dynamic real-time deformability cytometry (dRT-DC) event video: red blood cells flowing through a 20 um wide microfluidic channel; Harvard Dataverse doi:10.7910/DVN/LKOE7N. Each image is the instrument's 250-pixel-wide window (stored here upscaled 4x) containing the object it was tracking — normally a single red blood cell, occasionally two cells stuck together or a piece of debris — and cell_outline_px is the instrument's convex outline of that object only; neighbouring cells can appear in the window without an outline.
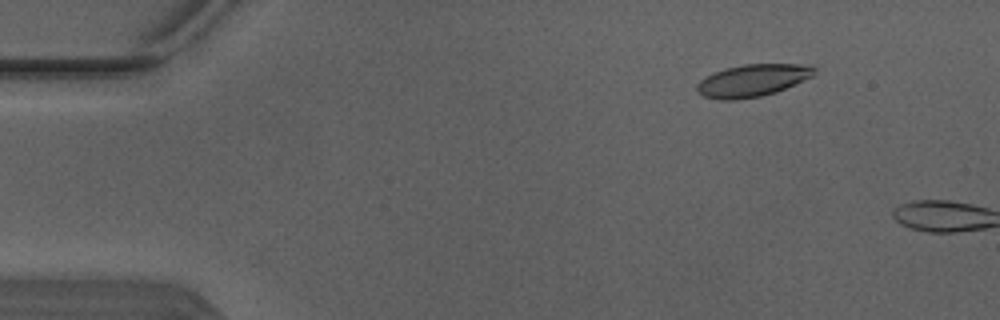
{"species": "Egyptian fruit bat (a non-hibernating species)", "species_latin": "Rousettus aegyptiacus", "temperature_condition": "warm", "stored_images_in_passage": 3, "camera_frame_rate_fps": 3000, "um_per_image_px": 0.085, "animal": {"sex": "male"}, "frame": {"image": 1, "passage_image": 2, "time_ms": 0.333, "image_size_px": [1000, 320], "cell_outline_px": [[816, 72], [812, 76], [776, 92], [760, 96], [736, 100], [720, 100], [704, 96], [696, 92], [696, 84], [700, 80], [712, 72], [724, 68], [744, 64], [812, 64], [816, 68]], "centroid_in_image_um": [63.94, 6.83], "position_along_channel_um": 21.1, "area_um2": 22.25}}